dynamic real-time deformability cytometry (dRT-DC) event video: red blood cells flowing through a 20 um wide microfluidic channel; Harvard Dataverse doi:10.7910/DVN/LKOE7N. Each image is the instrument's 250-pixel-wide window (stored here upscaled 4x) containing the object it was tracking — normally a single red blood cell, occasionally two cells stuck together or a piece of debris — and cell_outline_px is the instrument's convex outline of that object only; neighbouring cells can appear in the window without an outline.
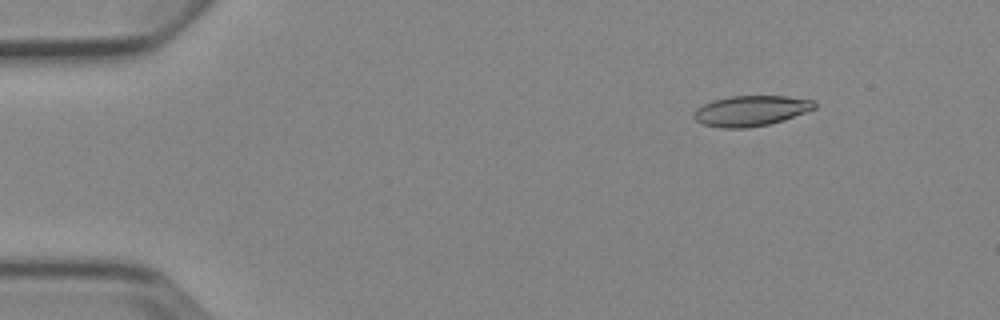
{"species": "Egyptian fruit bat (a non-hibernating species)", "species_latin": "Rousettus aegyptiacus", "temperature_condition": "cold", "stored_images_in_passage": 6, "camera_frame_rate_fps": 3000, "um_per_image_px": 0.085, "animal": {"sex": "female"}, "frame": {"image": 1, "passage_image": 3, "time_ms": 2.0, "image_size_px": [1000, 320], "cell_outline_px": [[816, 108], [784, 120], [768, 124], [744, 128], [720, 128], [704, 124], [696, 120], [692, 116], [696, 108], [712, 100], [728, 96], [788, 96], [816, 100]], "centroid_in_image_um": [63.83, 9.41], "position_along_channel_um": 21.2, "area_um2": 21.5}}
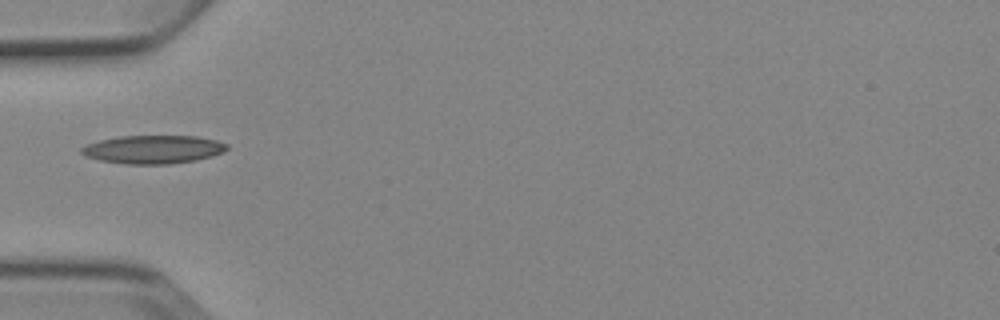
{"frame": {"image": 2, "passage_image": 6, "time_ms": 5.667, "image_size_px": [1000, 320], "cell_outline_px": [[228, 148], [224, 152], [212, 156], [196, 160], [168, 164], [128, 164], [100, 160], [84, 156], [80, 152], [80, 148], [84, 144], [100, 140], [120, 136], [196, 136], [216, 140], [228, 144]], "centroid_in_image_um": [13.0, 12.7], "position_along_channel_um": 72.0, "area_um2": 24.1}}